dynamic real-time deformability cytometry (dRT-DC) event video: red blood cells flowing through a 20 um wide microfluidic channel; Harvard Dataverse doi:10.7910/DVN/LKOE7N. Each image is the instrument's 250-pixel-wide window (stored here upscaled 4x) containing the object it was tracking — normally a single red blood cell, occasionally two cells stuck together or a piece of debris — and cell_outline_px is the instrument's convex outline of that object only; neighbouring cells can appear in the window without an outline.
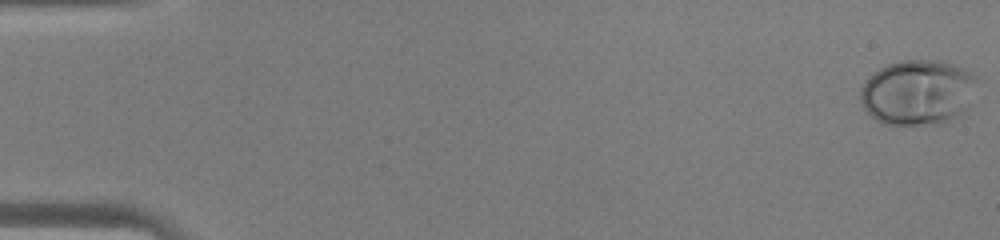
{"species": "human", "species_latin": "Homo sapiens", "temperature_condition": "warm", "stored_images_in_passage": 46, "camera_frame_rate_fps": 3000, "um_per_image_px": 0.085, "donor": {"sex": "male"}, "frame": {"image": 1, "passage_image": 1, "time_ms": 0.0, "image_size_px": [1000, 240], "cell_outline_px": [[976, 80], [972, 104], [968, 112], [960, 116], [948, 120], [916, 124], [884, 124], [876, 120], [864, 108], [860, 100], [860, 88], [872, 72], [888, 64], [900, 60], [940, 60], [964, 68], [972, 72], [976, 76]], "centroid_in_image_um": [78.04, 7.83], "position_along_channel_um": 7.0, "area_um2": 44.62}}
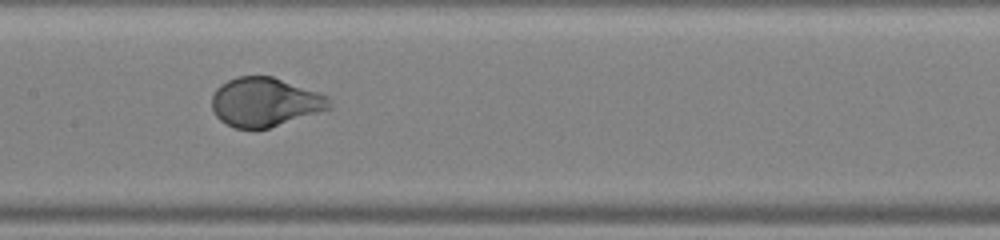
{"frame": {"image": 2, "passage_image": 24, "time_ms": 7.667, "image_size_px": [1000, 240], "cell_outline_px": [[332, 108], [268, 128], [236, 128], [220, 120], [216, 116], [212, 108], [212, 96], [216, 88], [220, 84], [236, 76], [272, 76], [328, 96]], "centroid_in_image_um": [22.49, 8.67], "position_along_channel_um": 184.9, "area_um2": 33.23}}
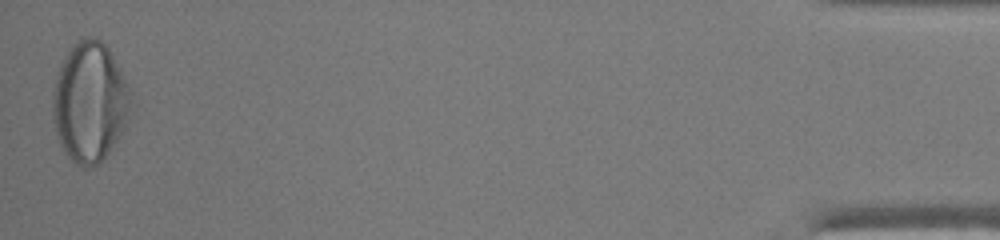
{"frame": {"image": 3, "passage_image": 46, "time_ms": 15.0, "image_size_px": [1000, 240], "cell_outline_px": [[132, 100], [124, 128], [108, 152], [96, 164], [88, 168], [84, 168], [76, 164], [64, 152], [60, 144], [56, 132], [52, 112], [52, 96], [60, 64], [72, 44], [84, 36], [88, 36], [100, 40], [108, 48], [128, 84], [132, 92]], "centroid_in_image_um": [7.62, 8.66], "position_along_channel_um": 427.6, "area_um2": 54.27}}